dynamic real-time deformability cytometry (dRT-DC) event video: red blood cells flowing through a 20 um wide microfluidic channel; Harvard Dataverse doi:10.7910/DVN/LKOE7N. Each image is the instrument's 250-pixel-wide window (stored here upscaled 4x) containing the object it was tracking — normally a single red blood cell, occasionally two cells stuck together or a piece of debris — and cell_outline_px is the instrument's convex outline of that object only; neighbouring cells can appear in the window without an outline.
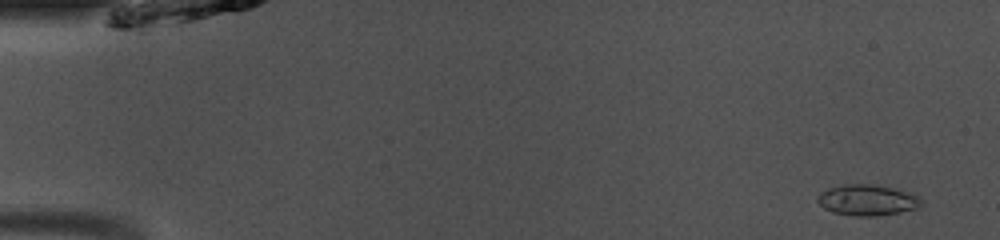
{"species": "common noctule bat (a hibernating species)", "species_latin": "Nyctalus noctula", "temperature_condition": "room temperature", "stored_images_in_passage": 49, "camera_frame_rate_fps": 3000, "um_per_image_px": 0.085, "animal": {"sex": "male", "body_mass_g": 13.0, "forearm_length_mm": 53.1}, "frame": {"image": 1, "passage_image": 3, "time_ms": 0.667, "image_size_px": [1000, 240], "cell_outline_px": [[924, 204], [920, 208], [900, 212], [876, 216], [852, 216], [832, 212], [824, 208], [816, 200], [820, 192], [828, 188], [844, 184], [876, 184], [896, 188], [920, 196]], "centroid_in_image_um": [73.76, 17.0], "position_along_channel_um": 11.2, "area_um2": 19.07}}
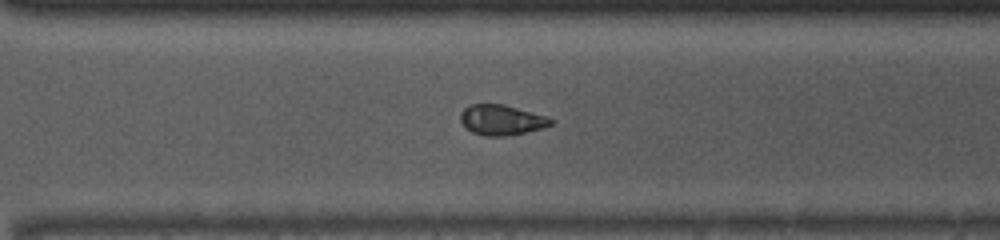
{"frame": {"image": 2, "passage_image": 35, "time_ms": 11.333, "image_size_px": [1000, 240], "cell_outline_px": [[556, 120], [552, 124], [544, 128], [504, 136], [484, 136], [472, 132], [464, 128], [460, 120], [460, 112], [464, 108], [472, 104], [504, 104], [548, 116]], "centroid_in_image_um": [42.63, 10.19], "position_along_channel_um": 328.0, "area_um2": 16.18}}
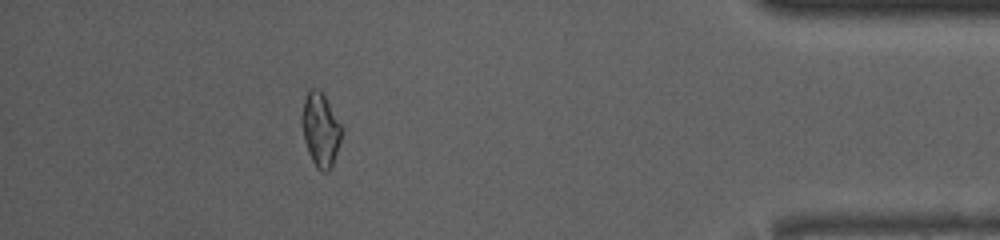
{"frame": {"image": 3, "passage_image": 44, "time_ms": 14.333, "image_size_px": [1000, 240], "cell_outline_px": [[340, 140], [332, 164], [328, 172], [320, 172], [316, 168], [308, 152], [304, 140], [300, 120], [300, 116], [304, 100], [308, 88], [316, 88], [324, 92], [340, 124]], "centroid_in_image_um": [27.19, 10.98], "position_along_channel_um": 408.0, "area_um2": 17.11}, "authors_computed_cell_mechanics": {"area_um2": 16.9354, "velocity_mm_per_s": 4.1153, "shape_relaxation_time_tau1_ms": 2.8144, "shape_relaxation_time_tau2_ms": 1.8869, "deformation_change_tau1": 0.105, "deformation_change_tau2": 0.0764}}